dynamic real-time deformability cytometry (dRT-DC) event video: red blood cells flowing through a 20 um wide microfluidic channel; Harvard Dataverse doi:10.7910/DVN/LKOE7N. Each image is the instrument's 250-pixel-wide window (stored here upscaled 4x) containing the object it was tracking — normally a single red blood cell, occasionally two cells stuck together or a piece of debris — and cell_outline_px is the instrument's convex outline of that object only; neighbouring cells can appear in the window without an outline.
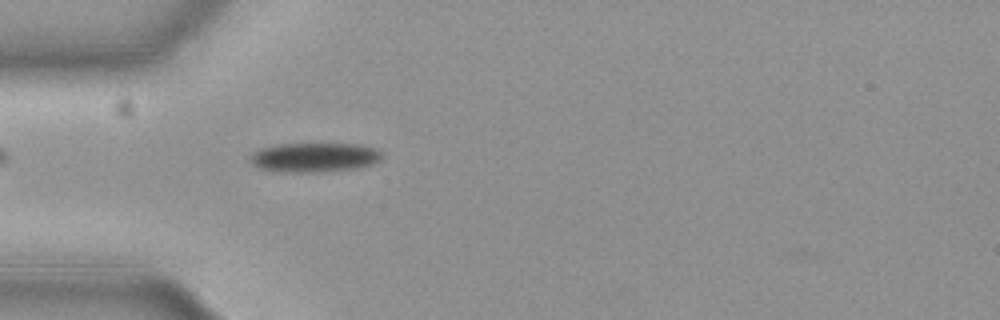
{"species": "common noctule bat (a hibernating species)", "species_latin": "Nyctalus noctula", "temperature_condition": "cold", "stored_images_in_passage": 39, "camera_frame_rate_fps": 3000, "um_per_image_px": 0.085, "animal": {"sex": "female", "body_mass_g": 19.3, "forearm_length_mm": 54.1}, "frame": {"image": 1, "passage_image": 1, "time_ms": 0.0, "image_size_px": [1000, 320], "cell_outline_px": [[384, 156], [380, 160], [372, 164], [352, 168], [312, 172], [284, 172], [260, 168], [252, 164], [248, 156], [252, 152], [260, 148], [280, 144], [356, 144], [376, 148], [384, 152]], "centroid_in_image_um": [26.71, 13.36], "position_along_channel_um": 58.3, "area_um2": 22.48}}
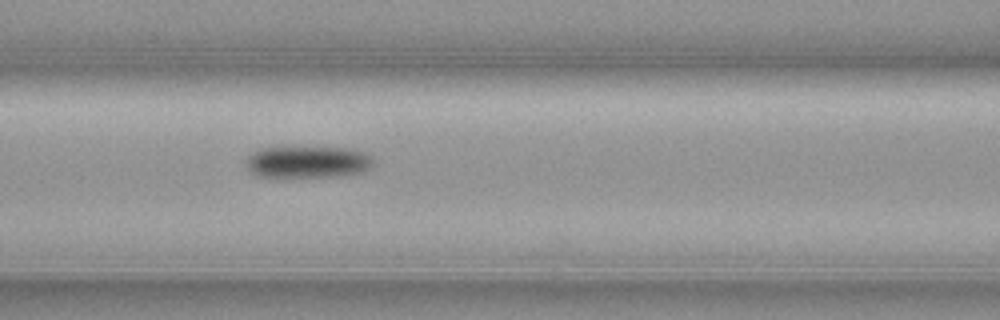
{"frame": {"image": 2, "passage_image": 8, "time_ms": 2.333, "image_size_px": [1000, 320], "cell_outline_px": [[372, 164], [364, 172], [340, 176], [256, 176], [248, 172], [248, 156], [264, 148], [344, 148], [360, 152], [368, 156], [372, 160]], "centroid_in_image_um": [26.14, 13.79], "position_along_channel_um": 140.5, "area_um2": 22.83}}
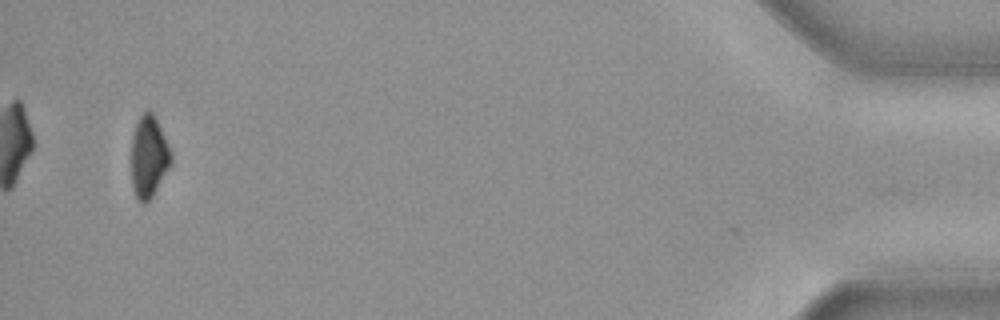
{"frame": {"image": 3, "passage_image": 38, "time_ms": 12.333, "image_size_px": [1000, 320], "cell_outline_px": [[172, 160], [168, 168], [152, 196], [144, 204], [140, 204], [136, 200], [132, 188], [132, 136], [136, 124], [140, 116], [148, 108], [152, 112], [160, 128], [172, 156]], "centroid_in_image_um": [12.61, 13.35], "position_along_channel_um": 422.6, "area_um2": 18.55}, "authors_computed_cell_mechanics": {"area_um2": 23.6402, "velocity_mm_per_s": 3.6974, "shape_relaxation_time_tau1_ms": 4.7164, "shape_relaxation_time_tau2_ms": null, "deformation_change_tau1": 0.0936, "deformation_change_tau2": null}}